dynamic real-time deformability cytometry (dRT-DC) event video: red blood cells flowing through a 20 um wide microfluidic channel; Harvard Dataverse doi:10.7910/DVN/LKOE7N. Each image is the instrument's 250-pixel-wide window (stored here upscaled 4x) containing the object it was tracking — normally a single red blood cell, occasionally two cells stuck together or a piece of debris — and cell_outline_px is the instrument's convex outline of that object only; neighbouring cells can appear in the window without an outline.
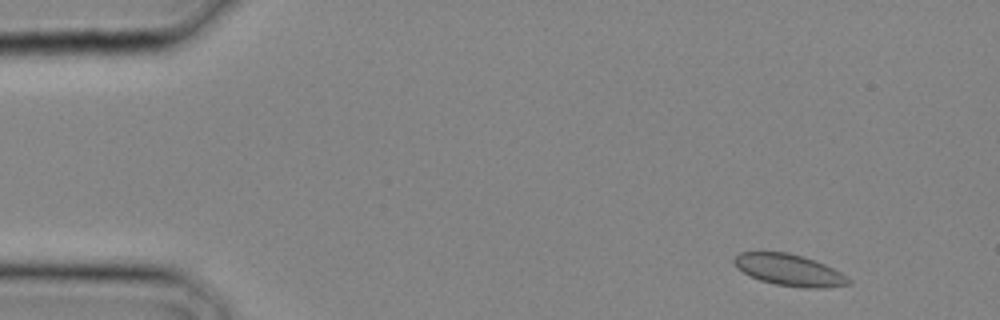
{"species": "common noctule bat (a hibernating species)", "species_latin": "Nyctalus noctula", "temperature_condition": "cold", "stored_images_in_passage": 18, "camera_frame_rate_fps": 3000, "um_per_image_px": 0.085, "animal": {"sex": "male", "body_mass_g": 20.4}, "frame": {"image": 1, "passage_image": 1, "time_ms": 0.0, "image_size_px": [1000, 320], "cell_outline_px": [[852, 280], [848, 284], [824, 288], [804, 288], [776, 284], [760, 280], [744, 272], [732, 260], [740, 252], [788, 252], [804, 256], [824, 264], [840, 272]], "centroid_in_image_um": [67.12, 22.95], "position_along_channel_um": 17.9, "area_um2": 20.75}}
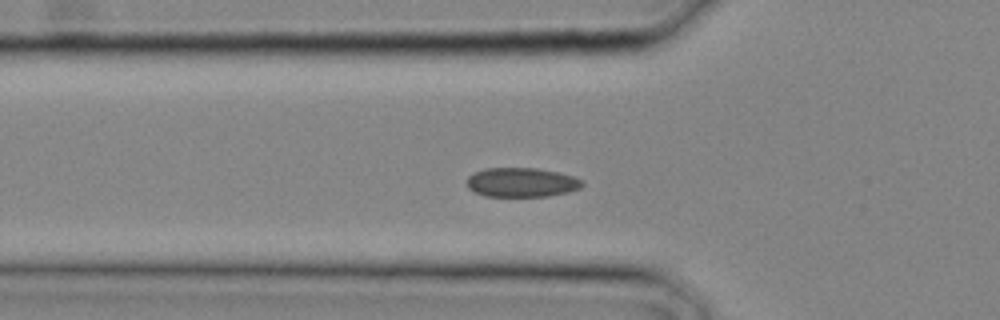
{"frame": {"image": 2, "passage_image": 8, "time_ms": 2.333, "image_size_px": [1000, 320], "cell_outline_px": [[584, 184], [580, 188], [568, 192], [548, 196], [484, 196], [468, 188], [468, 176], [484, 168], [536, 168], [560, 172], [572, 176], [580, 180]], "centroid_in_image_um": [44.34, 15.5], "position_along_channel_um": 81.5, "area_um2": 19.59}}
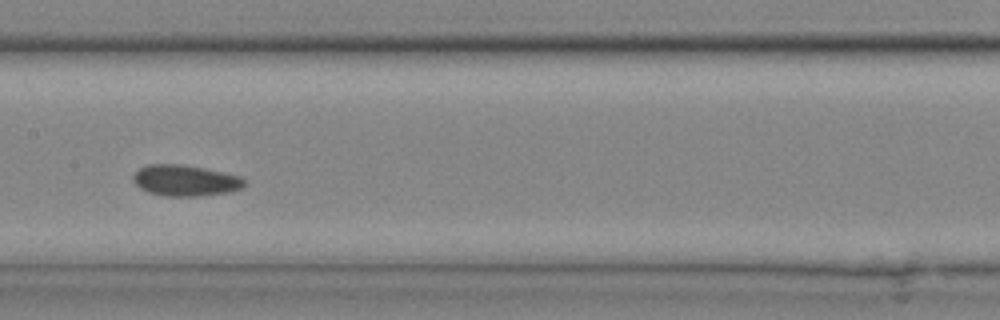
{"frame": {"image": 3, "passage_image": 13, "time_ms": 4.0, "image_size_px": [1000, 320], "cell_outline_px": [[248, 184], [244, 188], [228, 192], [200, 196], [164, 196], [148, 192], [140, 188], [132, 180], [132, 176], [140, 168], [148, 164], [184, 164], [244, 176], [248, 180]], "centroid_in_image_um": [15.83, 15.34], "position_along_channel_um": 191.6, "area_um2": 20.58}}